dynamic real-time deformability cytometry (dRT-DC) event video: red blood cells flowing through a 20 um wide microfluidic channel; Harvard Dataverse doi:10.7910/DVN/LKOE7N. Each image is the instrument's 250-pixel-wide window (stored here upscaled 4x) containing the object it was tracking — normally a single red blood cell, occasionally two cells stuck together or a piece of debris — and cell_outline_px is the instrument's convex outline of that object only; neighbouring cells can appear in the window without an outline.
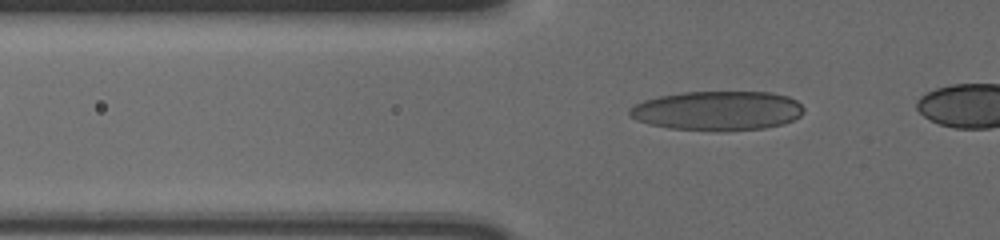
{"species": "human", "species_latin": "Homo sapiens", "temperature_condition": "cold", "stored_images_in_passage": 35, "camera_frame_rate_fps": 3000, "um_per_image_px": 0.085, "donor": {"sex": "male"}, "frame": {"image": 1, "passage_image": 3, "time_ms": 0.667, "image_size_px": [1000, 240], "cell_outline_px": [[804, 112], [800, 116], [784, 124], [764, 128], [668, 128], [648, 124], [636, 120], [628, 116], [628, 108], [644, 100], [660, 96], [684, 92], [772, 92], [788, 96], [796, 100], [804, 108]], "centroid_in_image_um": [60.98, 9.37], "position_along_channel_um": 64.8, "area_um2": 39.07}}
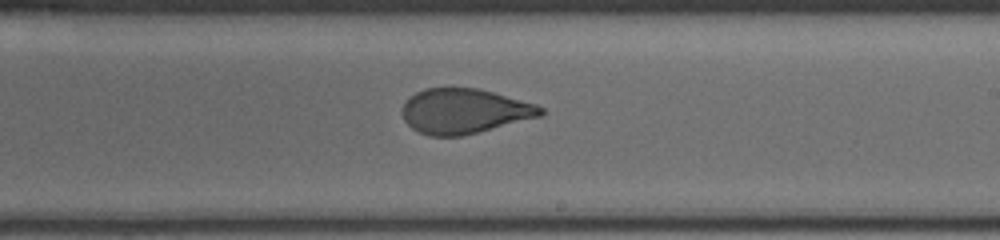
{"frame": {"image": 2, "passage_image": 19, "time_ms": 6.0, "image_size_px": [1000, 240], "cell_outline_px": [[544, 112], [540, 116], [464, 136], [428, 136], [412, 128], [404, 120], [400, 112], [404, 104], [416, 92], [424, 88], [476, 88], [492, 92], [536, 104], [544, 108]], "centroid_in_image_um": [39.44, 9.45], "position_along_channel_um": 249.6, "area_um2": 36.07}}
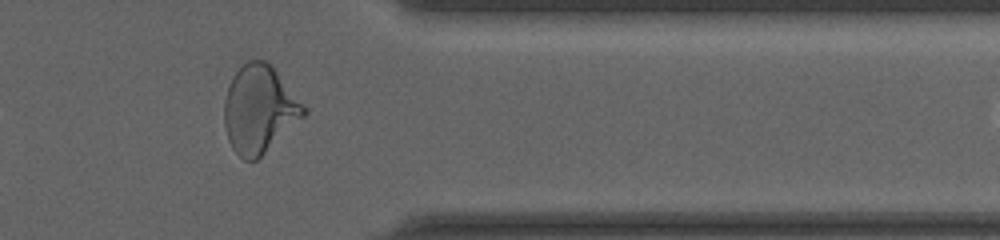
{"frame": {"image": 3, "passage_image": 31, "time_ms": 10.0, "image_size_px": [1000, 240], "cell_outline_px": [[308, 112], [304, 116], [256, 160], [244, 160], [232, 148], [228, 140], [224, 124], [224, 100], [228, 84], [232, 76], [248, 60], [264, 60], [272, 64], [308, 108]], "centroid_in_image_um": [22.05, 9.25], "position_along_channel_um": 389.4, "area_um2": 40.63}}